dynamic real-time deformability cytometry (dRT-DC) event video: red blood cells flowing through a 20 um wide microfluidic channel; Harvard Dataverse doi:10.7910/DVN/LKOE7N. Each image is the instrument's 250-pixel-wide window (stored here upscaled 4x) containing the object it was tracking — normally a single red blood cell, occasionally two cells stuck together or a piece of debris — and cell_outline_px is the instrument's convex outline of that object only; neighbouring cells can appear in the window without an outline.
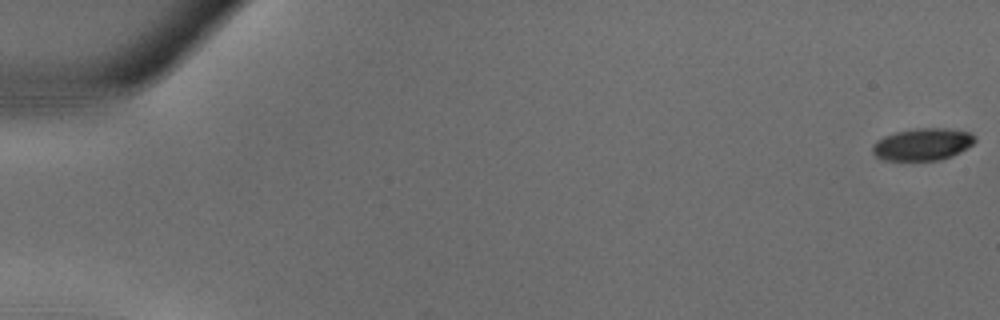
{"species": "common noctule bat (a hibernating species)", "species_latin": "Nyctalus noctula", "temperature_condition": "warm", "stored_images_in_passage": 37, "camera_frame_rate_fps": 3000, "um_per_image_px": 0.085, "animal": {"sex": "male", "body_mass_g": 18.8}, "frame": {"image": 1, "passage_image": 1, "time_ms": 0.0, "image_size_px": [1000, 320], "cell_outline_px": [[976, 140], [972, 144], [960, 152], [952, 156], [940, 160], [880, 160], [872, 152], [872, 144], [876, 140], [884, 136], [896, 132], [912, 128], [948, 128], [972, 132], [976, 136]], "centroid_in_image_um": [78.42, 12.26], "position_along_channel_um": 6.6, "area_um2": 19.48}}
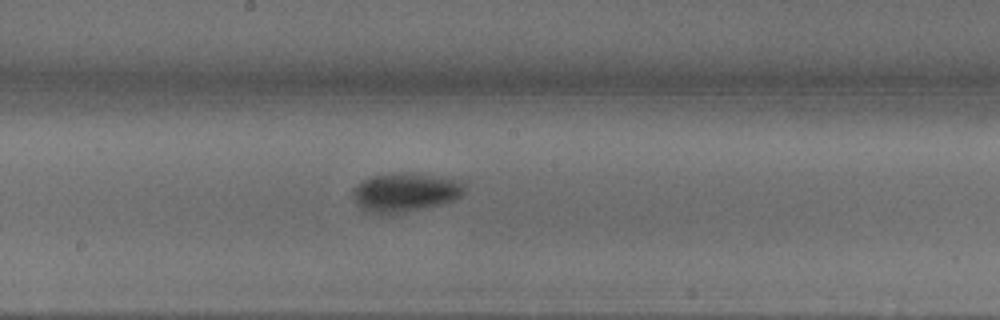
{"frame": {"image": 2, "passage_image": 21, "time_ms": 6.667, "image_size_px": [1000, 320], "cell_outline_px": [[464, 192], [460, 196], [452, 200], [440, 204], [388, 216], [364, 212], [356, 204], [352, 196], [352, 188], [356, 184], [372, 176], [400, 172], [444, 176], [460, 180], [464, 184]], "centroid_in_image_um": [34.38, 16.36], "position_along_channel_um": 213.8, "area_um2": 25.84}}
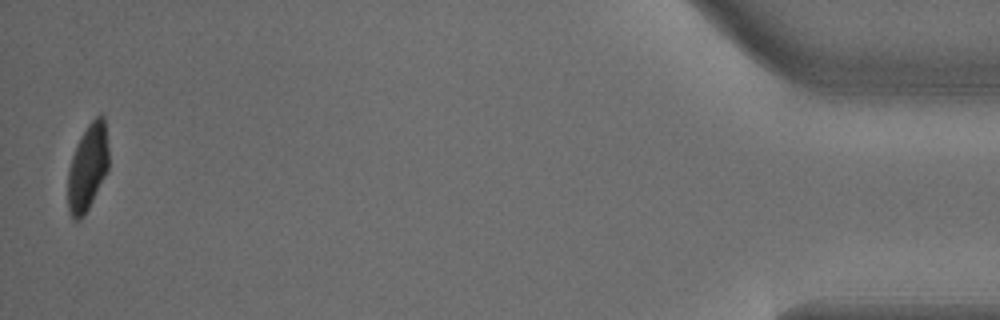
{"frame": {"image": 3, "passage_image": 37, "time_ms": 12.0, "image_size_px": [1000, 320], "cell_outline_px": [[108, 168], [84, 216], [80, 220], [72, 220], [68, 208], [68, 172], [72, 156], [80, 136], [88, 124], [100, 112], [104, 116], [108, 148]], "centroid_in_image_um": [7.44, 14.21], "position_along_channel_um": 427.8, "area_um2": 20.46}}